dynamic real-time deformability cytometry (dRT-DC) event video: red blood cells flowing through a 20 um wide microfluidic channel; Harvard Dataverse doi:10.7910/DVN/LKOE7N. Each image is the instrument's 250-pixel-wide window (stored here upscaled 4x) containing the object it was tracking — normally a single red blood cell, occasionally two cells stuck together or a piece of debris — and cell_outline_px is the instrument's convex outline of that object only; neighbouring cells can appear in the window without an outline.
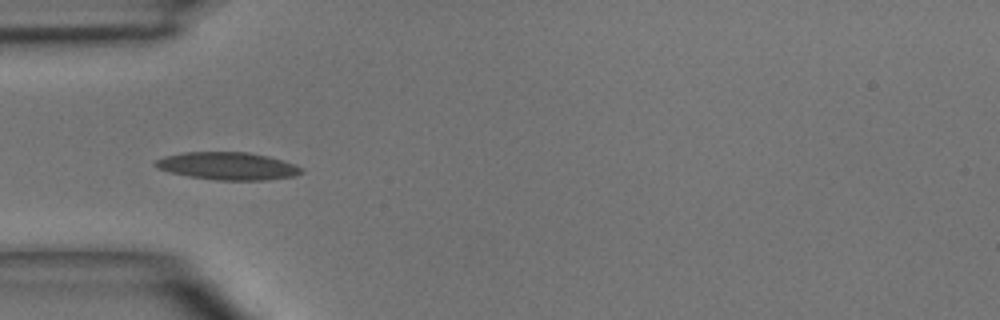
{"species": "common noctule bat (a hibernating species)", "species_latin": "Nyctalus noctula", "temperature_condition": "room temperature", "stored_images_in_passage": 4, "camera_frame_rate_fps": 3000, "um_per_image_px": 0.085, "animal": {"sex": "male", "body_mass_g": 15.6}, "frame": {"image": 1, "passage_image": 4, "time_ms": 3.333, "image_size_px": [1000, 320], "cell_outline_px": [[304, 172], [296, 176], [268, 180], [216, 180], [188, 176], [168, 172], [156, 168], [152, 164], [156, 160], [164, 156], [184, 152], [248, 152], [268, 156], [296, 164]], "centroid_in_image_um": [19.34, 14.11], "position_along_channel_um": 65.7, "area_um2": 23.7}}